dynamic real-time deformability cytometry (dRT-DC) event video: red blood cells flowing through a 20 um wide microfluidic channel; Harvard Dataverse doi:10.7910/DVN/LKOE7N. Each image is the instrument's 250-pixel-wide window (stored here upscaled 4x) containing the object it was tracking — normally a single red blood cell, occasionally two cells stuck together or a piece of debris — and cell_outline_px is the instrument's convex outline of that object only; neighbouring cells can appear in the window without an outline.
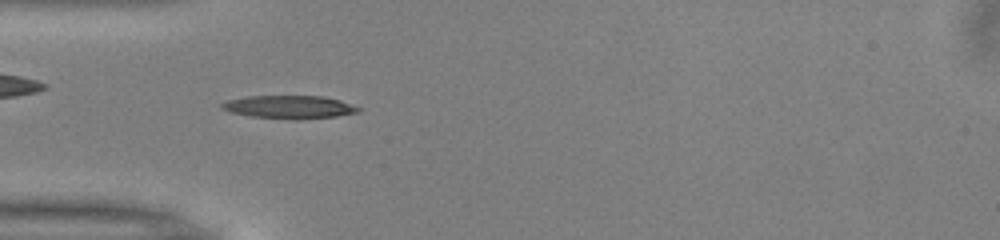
{"species": "common noctule bat (a hibernating species)", "species_latin": "Nyctalus noctula", "temperature_condition": "warm", "stored_images_in_passage": 49, "camera_frame_rate_fps": 3000, "um_per_image_px": 0.085, "animal": {"sex": "male", "body_mass_g": 13.0, "forearm_length_mm": 53.1}, "frame": {"image": 1, "passage_image": 14, "time_ms": 4.333, "image_size_px": [1000, 240], "cell_outline_px": [[360, 112], [336, 116], [300, 120], [292, 120], [248, 116], [228, 112], [220, 108], [220, 104], [228, 100], [248, 96], [320, 96], [340, 100], [360, 108]], "centroid_in_image_um": [24.55, 9.11], "position_along_channel_um": 60.5, "area_um2": 18.55}}
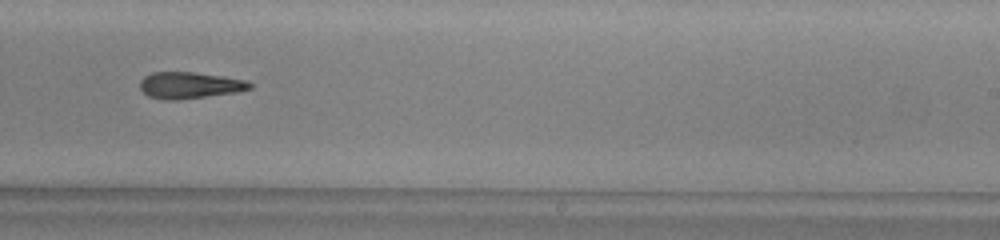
{"frame": {"image": 2, "passage_image": 30, "time_ms": 9.667, "image_size_px": [1000, 240], "cell_outline_px": [[252, 88], [236, 92], [176, 100], [168, 100], [148, 96], [140, 88], [140, 80], [144, 76], [152, 72], [192, 72], [224, 76], [248, 80], [252, 84]], "centroid_in_image_um": [16.13, 7.23], "position_along_channel_um": 272.9, "area_um2": 16.94}}
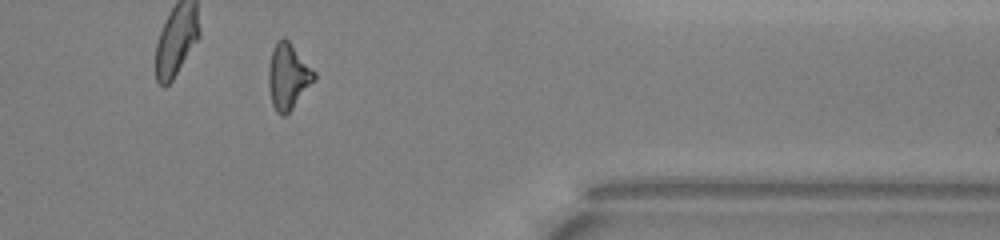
{"frame": {"image": 3, "passage_image": 40, "time_ms": 13.0, "image_size_px": [1000, 240], "cell_outline_px": [[316, 80], [292, 108], [284, 116], [280, 116], [276, 112], [272, 104], [268, 84], [268, 68], [272, 48], [276, 40], [284, 36], [288, 40], [316, 72]], "centroid_in_image_um": [24.48, 6.48], "position_along_channel_um": 386.9, "area_um2": 17.69}, "authors_computed_cell_mechanics": {"area_um2": 17.3978, "velocity_mm_per_s": 4.0306, "shape_relaxation_time_tau1_ms": null, "shape_relaxation_time_tau2_ms": 11.1577, "deformation_change_tau1": null, "deformation_change_tau2": 0.3204}}